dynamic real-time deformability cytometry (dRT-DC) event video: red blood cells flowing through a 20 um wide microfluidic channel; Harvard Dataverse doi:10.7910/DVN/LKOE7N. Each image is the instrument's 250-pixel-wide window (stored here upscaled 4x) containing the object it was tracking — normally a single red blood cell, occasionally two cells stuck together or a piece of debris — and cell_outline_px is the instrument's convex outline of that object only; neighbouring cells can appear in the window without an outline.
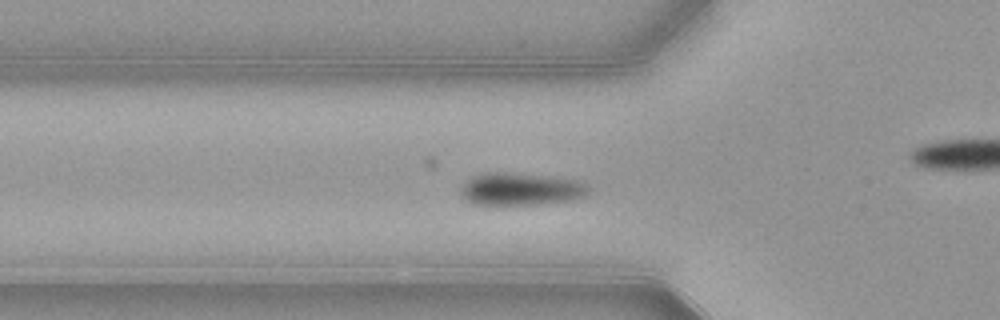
{"species": "common noctule bat (a hibernating species)", "species_latin": "Nyctalus noctula", "temperature_condition": "warm", "stored_images_in_passage": 42, "camera_frame_rate_fps": 3000, "um_per_image_px": 0.085, "animal": {"sex": "female", "body_mass_g": 21.9}, "frame": {"image": 1, "passage_image": 6, "time_ms": 1.667, "image_size_px": [1000, 320], "cell_outline_px": [[592, 188], [588, 196], [572, 200], [504, 208], [500, 208], [472, 204], [460, 192], [460, 188], [464, 180], [472, 176], [484, 172], [508, 172], [552, 176], [576, 180], [588, 184]], "centroid_in_image_um": [44.25, 16.11], "position_along_channel_um": 81.6, "area_um2": 25.66}}
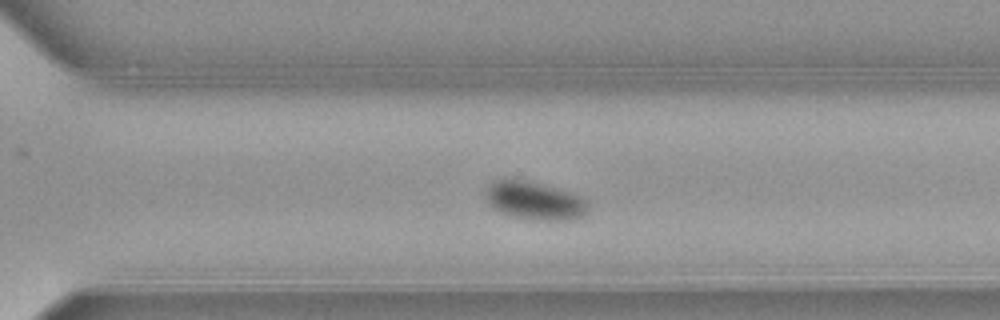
{"frame": {"image": 2, "passage_image": 25, "time_ms": 8.0, "image_size_px": [1000, 320], "cell_outline_px": [[588, 212], [584, 216], [572, 220], [540, 220], [512, 216], [492, 208], [488, 204], [484, 196], [484, 192], [488, 184], [496, 180], [520, 180], [552, 188], [580, 196], [588, 204]], "centroid_in_image_um": [45.4, 17.09], "position_along_channel_um": 325.2, "area_um2": 22.31}}
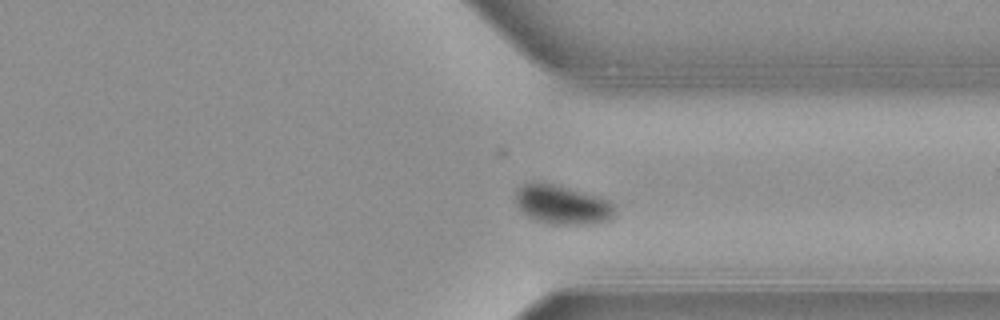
{"frame": {"image": 3, "passage_image": 28, "time_ms": 9.0, "image_size_px": [1000, 320], "cell_outline_px": [[616, 216], [608, 220], [584, 224], [556, 224], [540, 220], [528, 216], [516, 204], [516, 192], [524, 184], [532, 180], [552, 184], [608, 200], [616, 208]], "centroid_in_image_um": [47.79, 17.39], "position_along_channel_um": 363.6, "area_um2": 22.02}, "authors_computed_cell_mechanics": {"area_um2": 22.6865, "velocity_mm_per_s": 3.8361, "shape_relaxation_time_tau1_ms": 4.279, "shape_relaxation_time_tau2_ms": null, "deformation_change_tau1": 0.1265, "deformation_change_tau2": null}}